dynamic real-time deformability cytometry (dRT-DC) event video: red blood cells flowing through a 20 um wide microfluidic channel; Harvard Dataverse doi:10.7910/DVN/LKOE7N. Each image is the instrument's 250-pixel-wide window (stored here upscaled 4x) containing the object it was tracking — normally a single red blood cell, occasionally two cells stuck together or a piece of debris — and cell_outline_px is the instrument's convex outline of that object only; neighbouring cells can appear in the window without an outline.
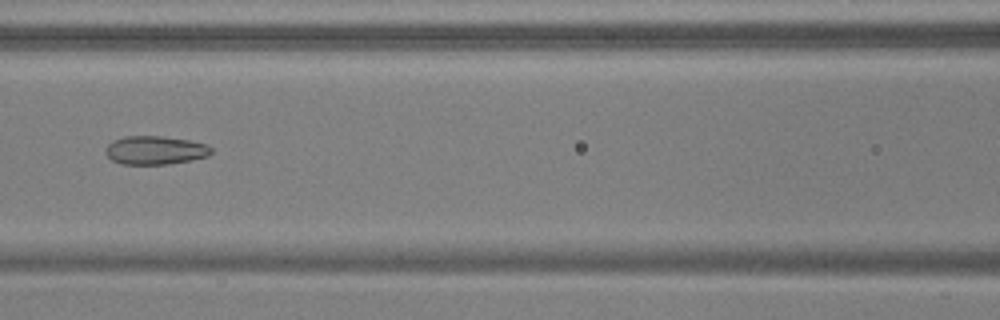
{"species": "common noctule bat (a hibernating species)", "species_latin": "Nyctalus noctula", "temperature_condition": "warm", "stored_images_in_passage": 54, "camera_frame_rate_fps": 3000, "um_per_image_px": 0.085, "animal": {"sex": "male", "body_mass_g": 17.9, "forearm_length_mm": 54.2}, "frame": {"image": 1, "passage_image": 25, "time_ms": 8.0, "image_size_px": [1000, 320], "cell_outline_px": [[212, 152], [208, 156], [192, 160], [168, 164], [120, 164], [112, 160], [104, 152], [108, 144], [112, 140], [124, 136], [160, 136], [188, 140], [208, 144], [212, 148]], "centroid_in_image_um": [13.19, 12.77], "position_along_channel_um": 153.4, "area_um2": 17.69}}
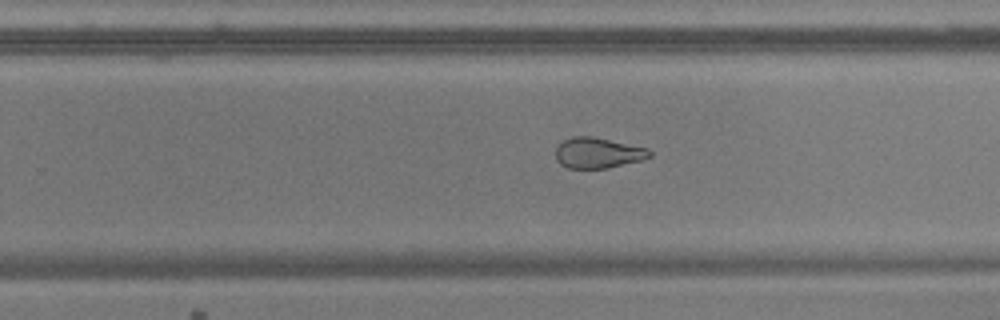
{"frame": {"image": 2, "passage_image": 35, "time_ms": 11.333, "image_size_px": [1000, 320], "cell_outline_px": [[652, 156], [640, 160], [608, 168], [568, 168], [560, 164], [556, 160], [556, 144], [572, 136], [592, 136], [648, 148], [652, 152]], "centroid_in_image_um": [50.8, 12.99], "position_along_channel_um": 279.0, "area_um2": 16.82}}
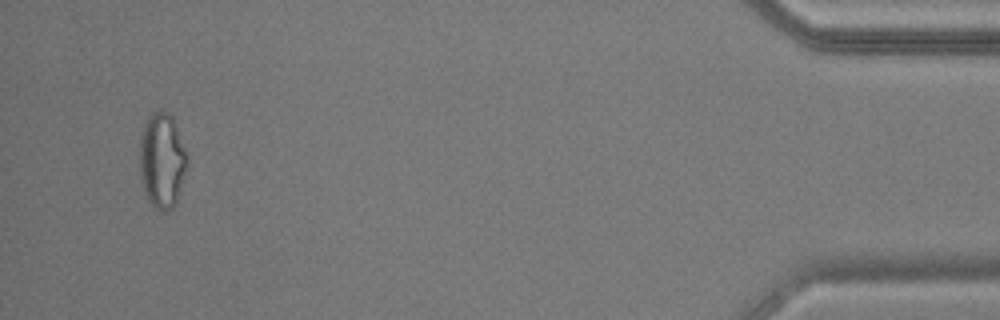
{"frame": {"image": 3, "passage_image": 52, "time_ms": 17.0, "image_size_px": [1000, 320], "cell_outline_px": [[188, 160], [176, 204], [168, 212], [160, 212], [148, 200], [144, 192], [140, 180], [140, 136], [144, 124], [148, 116], [152, 112], [160, 108], [168, 112], [172, 116], [188, 156]], "centroid_in_image_um": [13.76, 13.63], "position_along_channel_um": 421.4, "area_um2": 26.7}, "authors_computed_cell_mechanics": {"area_um2": 22.3108, "velocity_mm_per_s": 3.7818, "shape_relaxation_time_tau1_ms": null, "shape_relaxation_time_tau2_ms": 2.0527, "deformation_change_tau1": null, "deformation_change_tau2": 0.0794}}